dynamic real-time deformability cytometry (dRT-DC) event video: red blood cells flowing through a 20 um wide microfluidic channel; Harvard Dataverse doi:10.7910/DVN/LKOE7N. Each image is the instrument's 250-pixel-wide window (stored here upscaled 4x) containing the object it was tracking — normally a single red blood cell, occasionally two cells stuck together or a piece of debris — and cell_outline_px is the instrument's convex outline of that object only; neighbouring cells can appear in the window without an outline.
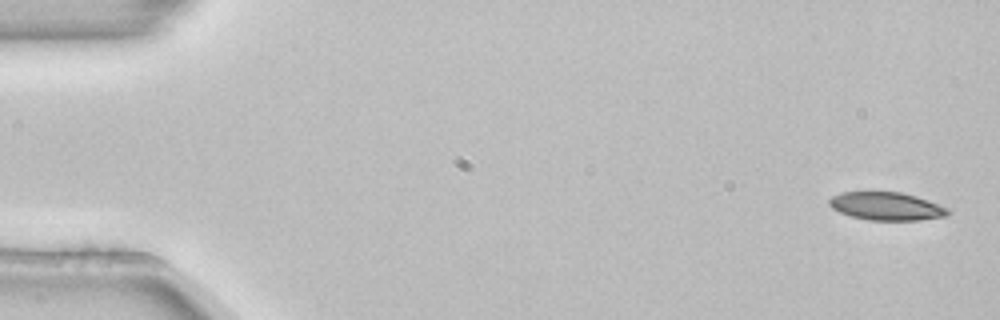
{"species": "common noctule bat (a hibernating species)", "species_latin": "Nyctalus noctula", "temperature_condition": "room temperature", "stored_images_in_passage": 6, "camera_frame_rate_fps": 3000, "um_per_image_px": 0.085, "animal": {"sex": "female", "body_mass_g": 22.7, "forearm_length_mm": 54.2}, "frame": {"image": 1, "passage_image": 1, "time_ms": 0.0, "image_size_px": [1000, 320], "cell_outline_px": [[952, 212], [948, 216], [920, 220], [868, 220], [852, 216], [840, 212], [832, 208], [828, 204], [828, 200], [832, 196], [840, 192], [900, 192], [916, 196], [928, 200], [948, 208]], "centroid_in_image_um": [75.37, 17.53], "position_along_channel_um": 9.6, "area_um2": 19.48}}
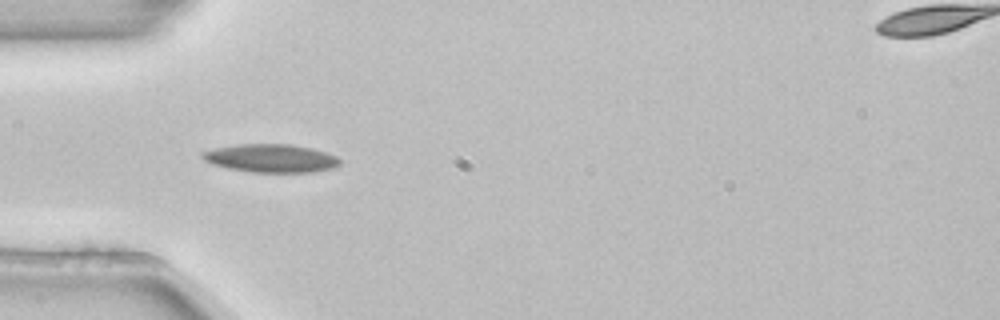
{"frame": {"image": 2, "passage_image": 5, "time_ms": 1.333, "image_size_px": [1000, 320], "cell_outline_px": [[340, 164], [336, 168], [312, 172], [252, 172], [228, 168], [212, 164], [204, 160], [200, 156], [200, 152], [216, 148], [236, 144], [292, 144], [312, 148], [336, 156], [340, 160]], "centroid_in_image_um": [23.03, 13.45], "position_along_channel_um": 62.0, "area_um2": 22.72}}